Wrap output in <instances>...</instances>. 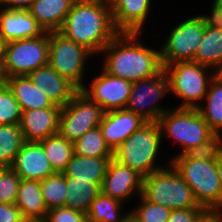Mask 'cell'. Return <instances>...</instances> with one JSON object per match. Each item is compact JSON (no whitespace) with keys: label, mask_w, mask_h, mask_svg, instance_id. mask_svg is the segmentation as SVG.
I'll return each instance as SVG.
<instances>
[{"label":"cell","mask_w":222,"mask_h":222,"mask_svg":"<svg viewBox=\"0 0 222 222\" xmlns=\"http://www.w3.org/2000/svg\"><path fill=\"white\" fill-rule=\"evenodd\" d=\"M59 32L93 54L101 53L120 33L108 0H76Z\"/></svg>","instance_id":"1"},{"label":"cell","mask_w":222,"mask_h":222,"mask_svg":"<svg viewBox=\"0 0 222 222\" xmlns=\"http://www.w3.org/2000/svg\"><path fill=\"white\" fill-rule=\"evenodd\" d=\"M139 33H119L101 51L107 52L104 71L132 83L153 77L164 67L160 51L135 40Z\"/></svg>","instance_id":"2"},{"label":"cell","mask_w":222,"mask_h":222,"mask_svg":"<svg viewBox=\"0 0 222 222\" xmlns=\"http://www.w3.org/2000/svg\"><path fill=\"white\" fill-rule=\"evenodd\" d=\"M170 164L192 189L199 206L207 211H222V188L216 167V149L177 155Z\"/></svg>","instance_id":"3"},{"label":"cell","mask_w":222,"mask_h":222,"mask_svg":"<svg viewBox=\"0 0 222 222\" xmlns=\"http://www.w3.org/2000/svg\"><path fill=\"white\" fill-rule=\"evenodd\" d=\"M158 123L162 133L166 132L168 137L182 146V152L178 155L208 152L222 143V139L210 129L198 109L167 110Z\"/></svg>","instance_id":"4"},{"label":"cell","mask_w":222,"mask_h":222,"mask_svg":"<svg viewBox=\"0 0 222 222\" xmlns=\"http://www.w3.org/2000/svg\"><path fill=\"white\" fill-rule=\"evenodd\" d=\"M162 131L158 122H146L131 134L114 152L119 163L136 170L143 177L163 168L155 167Z\"/></svg>","instance_id":"5"},{"label":"cell","mask_w":222,"mask_h":222,"mask_svg":"<svg viewBox=\"0 0 222 222\" xmlns=\"http://www.w3.org/2000/svg\"><path fill=\"white\" fill-rule=\"evenodd\" d=\"M161 169L143 177L142 196L149 202L159 204L170 210L204 208L195 200L192 189L178 172Z\"/></svg>","instance_id":"6"},{"label":"cell","mask_w":222,"mask_h":222,"mask_svg":"<svg viewBox=\"0 0 222 222\" xmlns=\"http://www.w3.org/2000/svg\"><path fill=\"white\" fill-rule=\"evenodd\" d=\"M163 67L169 78L170 91L184 101L178 108L197 109L200 107V104L196 103L205 99L208 84L217 71L212 72V75L207 79L206 70L210 67L198 62H176Z\"/></svg>","instance_id":"7"},{"label":"cell","mask_w":222,"mask_h":222,"mask_svg":"<svg viewBox=\"0 0 222 222\" xmlns=\"http://www.w3.org/2000/svg\"><path fill=\"white\" fill-rule=\"evenodd\" d=\"M49 32L34 38L6 43L4 59L0 66L3 79L10 76L28 75L48 65Z\"/></svg>","instance_id":"8"},{"label":"cell","mask_w":222,"mask_h":222,"mask_svg":"<svg viewBox=\"0 0 222 222\" xmlns=\"http://www.w3.org/2000/svg\"><path fill=\"white\" fill-rule=\"evenodd\" d=\"M88 55L92 52L59 31L49 32L48 64L78 90L84 87L82 77Z\"/></svg>","instance_id":"9"},{"label":"cell","mask_w":222,"mask_h":222,"mask_svg":"<svg viewBox=\"0 0 222 222\" xmlns=\"http://www.w3.org/2000/svg\"><path fill=\"white\" fill-rule=\"evenodd\" d=\"M103 115V109L79 90L61 108L58 133L74 143L87 131L98 127Z\"/></svg>","instance_id":"10"},{"label":"cell","mask_w":222,"mask_h":222,"mask_svg":"<svg viewBox=\"0 0 222 222\" xmlns=\"http://www.w3.org/2000/svg\"><path fill=\"white\" fill-rule=\"evenodd\" d=\"M205 33V25L200 16L180 23L171 30L167 42L160 50L162 65L176 62L194 61L198 45Z\"/></svg>","instance_id":"11"},{"label":"cell","mask_w":222,"mask_h":222,"mask_svg":"<svg viewBox=\"0 0 222 222\" xmlns=\"http://www.w3.org/2000/svg\"><path fill=\"white\" fill-rule=\"evenodd\" d=\"M170 91L169 78L164 68L153 77L134 82L128 103L127 111L140 115L147 122H158L159 118L167 111L156 104L160 98ZM151 103L153 105H151ZM151 105L144 108L145 105Z\"/></svg>","instance_id":"12"},{"label":"cell","mask_w":222,"mask_h":222,"mask_svg":"<svg viewBox=\"0 0 222 222\" xmlns=\"http://www.w3.org/2000/svg\"><path fill=\"white\" fill-rule=\"evenodd\" d=\"M132 82L112 76L104 70L90 84L80 90L91 101L100 106L104 112L125 109L130 93Z\"/></svg>","instance_id":"13"},{"label":"cell","mask_w":222,"mask_h":222,"mask_svg":"<svg viewBox=\"0 0 222 222\" xmlns=\"http://www.w3.org/2000/svg\"><path fill=\"white\" fill-rule=\"evenodd\" d=\"M143 176L112 158L101 184V193L120 202L142 194Z\"/></svg>","instance_id":"14"},{"label":"cell","mask_w":222,"mask_h":222,"mask_svg":"<svg viewBox=\"0 0 222 222\" xmlns=\"http://www.w3.org/2000/svg\"><path fill=\"white\" fill-rule=\"evenodd\" d=\"M147 121L126 109L104 112L99 124L105 143L114 152L131 134Z\"/></svg>","instance_id":"15"},{"label":"cell","mask_w":222,"mask_h":222,"mask_svg":"<svg viewBox=\"0 0 222 222\" xmlns=\"http://www.w3.org/2000/svg\"><path fill=\"white\" fill-rule=\"evenodd\" d=\"M10 168L25 180L42 181L55 173L39 142L25 141Z\"/></svg>","instance_id":"16"},{"label":"cell","mask_w":222,"mask_h":222,"mask_svg":"<svg viewBox=\"0 0 222 222\" xmlns=\"http://www.w3.org/2000/svg\"><path fill=\"white\" fill-rule=\"evenodd\" d=\"M61 107L38 108L22 111L19 126L24 141L39 142L59 131Z\"/></svg>","instance_id":"17"},{"label":"cell","mask_w":222,"mask_h":222,"mask_svg":"<svg viewBox=\"0 0 222 222\" xmlns=\"http://www.w3.org/2000/svg\"><path fill=\"white\" fill-rule=\"evenodd\" d=\"M27 76L37 88L44 90V94L54 105L61 108L79 91L49 64L32 71Z\"/></svg>","instance_id":"18"},{"label":"cell","mask_w":222,"mask_h":222,"mask_svg":"<svg viewBox=\"0 0 222 222\" xmlns=\"http://www.w3.org/2000/svg\"><path fill=\"white\" fill-rule=\"evenodd\" d=\"M115 28L120 33H140L151 0H108Z\"/></svg>","instance_id":"19"},{"label":"cell","mask_w":222,"mask_h":222,"mask_svg":"<svg viewBox=\"0 0 222 222\" xmlns=\"http://www.w3.org/2000/svg\"><path fill=\"white\" fill-rule=\"evenodd\" d=\"M45 33L28 10L0 11V34L6 42L34 38Z\"/></svg>","instance_id":"20"},{"label":"cell","mask_w":222,"mask_h":222,"mask_svg":"<svg viewBox=\"0 0 222 222\" xmlns=\"http://www.w3.org/2000/svg\"><path fill=\"white\" fill-rule=\"evenodd\" d=\"M76 0H35L28 11L45 32L59 31Z\"/></svg>","instance_id":"21"},{"label":"cell","mask_w":222,"mask_h":222,"mask_svg":"<svg viewBox=\"0 0 222 222\" xmlns=\"http://www.w3.org/2000/svg\"><path fill=\"white\" fill-rule=\"evenodd\" d=\"M4 82L13 93L22 111L59 107L54 105L44 94V90L37 88L27 75L6 77Z\"/></svg>","instance_id":"22"},{"label":"cell","mask_w":222,"mask_h":222,"mask_svg":"<svg viewBox=\"0 0 222 222\" xmlns=\"http://www.w3.org/2000/svg\"><path fill=\"white\" fill-rule=\"evenodd\" d=\"M15 205L27 222H43L48 209L41 194L40 181L21 179Z\"/></svg>","instance_id":"23"},{"label":"cell","mask_w":222,"mask_h":222,"mask_svg":"<svg viewBox=\"0 0 222 222\" xmlns=\"http://www.w3.org/2000/svg\"><path fill=\"white\" fill-rule=\"evenodd\" d=\"M112 158L113 157H86L74 153L62 173L65 177L78 178L102 184L108 163Z\"/></svg>","instance_id":"24"},{"label":"cell","mask_w":222,"mask_h":222,"mask_svg":"<svg viewBox=\"0 0 222 222\" xmlns=\"http://www.w3.org/2000/svg\"><path fill=\"white\" fill-rule=\"evenodd\" d=\"M65 206L87 214L92 201L101 193V184L66 177Z\"/></svg>","instance_id":"25"},{"label":"cell","mask_w":222,"mask_h":222,"mask_svg":"<svg viewBox=\"0 0 222 222\" xmlns=\"http://www.w3.org/2000/svg\"><path fill=\"white\" fill-rule=\"evenodd\" d=\"M195 62L217 72L222 68V30L205 26V33L195 56Z\"/></svg>","instance_id":"26"},{"label":"cell","mask_w":222,"mask_h":222,"mask_svg":"<svg viewBox=\"0 0 222 222\" xmlns=\"http://www.w3.org/2000/svg\"><path fill=\"white\" fill-rule=\"evenodd\" d=\"M206 108L198 107V111L209 125L210 129L222 138L220 129H222V77L216 74L209 84Z\"/></svg>","instance_id":"27"},{"label":"cell","mask_w":222,"mask_h":222,"mask_svg":"<svg viewBox=\"0 0 222 222\" xmlns=\"http://www.w3.org/2000/svg\"><path fill=\"white\" fill-rule=\"evenodd\" d=\"M54 172L62 173L74 154V144L59 133L39 141Z\"/></svg>","instance_id":"28"},{"label":"cell","mask_w":222,"mask_h":222,"mask_svg":"<svg viewBox=\"0 0 222 222\" xmlns=\"http://www.w3.org/2000/svg\"><path fill=\"white\" fill-rule=\"evenodd\" d=\"M123 203L100 193L91 203L86 214L89 222H125L130 213L120 216Z\"/></svg>","instance_id":"29"},{"label":"cell","mask_w":222,"mask_h":222,"mask_svg":"<svg viewBox=\"0 0 222 222\" xmlns=\"http://www.w3.org/2000/svg\"><path fill=\"white\" fill-rule=\"evenodd\" d=\"M24 142L19 125L0 124V168L11 167Z\"/></svg>","instance_id":"30"},{"label":"cell","mask_w":222,"mask_h":222,"mask_svg":"<svg viewBox=\"0 0 222 222\" xmlns=\"http://www.w3.org/2000/svg\"><path fill=\"white\" fill-rule=\"evenodd\" d=\"M73 144L75 154L86 157H113V152L105 143L99 126L87 131Z\"/></svg>","instance_id":"31"},{"label":"cell","mask_w":222,"mask_h":222,"mask_svg":"<svg viewBox=\"0 0 222 222\" xmlns=\"http://www.w3.org/2000/svg\"><path fill=\"white\" fill-rule=\"evenodd\" d=\"M66 186V177L63 173L55 172L40 181L41 194L48 210L65 206Z\"/></svg>","instance_id":"32"},{"label":"cell","mask_w":222,"mask_h":222,"mask_svg":"<svg viewBox=\"0 0 222 222\" xmlns=\"http://www.w3.org/2000/svg\"><path fill=\"white\" fill-rule=\"evenodd\" d=\"M21 107L5 82L0 84V124L19 125Z\"/></svg>","instance_id":"33"},{"label":"cell","mask_w":222,"mask_h":222,"mask_svg":"<svg viewBox=\"0 0 222 222\" xmlns=\"http://www.w3.org/2000/svg\"><path fill=\"white\" fill-rule=\"evenodd\" d=\"M141 205L136 210H132L130 217L135 222H167L171 211L169 208L147 201L142 195Z\"/></svg>","instance_id":"34"},{"label":"cell","mask_w":222,"mask_h":222,"mask_svg":"<svg viewBox=\"0 0 222 222\" xmlns=\"http://www.w3.org/2000/svg\"><path fill=\"white\" fill-rule=\"evenodd\" d=\"M20 182L21 178L10 167L0 168V203L15 204Z\"/></svg>","instance_id":"35"},{"label":"cell","mask_w":222,"mask_h":222,"mask_svg":"<svg viewBox=\"0 0 222 222\" xmlns=\"http://www.w3.org/2000/svg\"><path fill=\"white\" fill-rule=\"evenodd\" d=\"M86 220L84 212L63 206L48 210L43 222H86Z\"/></svg>","instance_id":"36"},{"label":"cell","mask_w":222,"mask_h":222,"mask_svg":"<svg viewBox=\"0 0 222 222\" xmlns=\"http://www.w3.org/2000/svg\"><path fill=\"white\" fill-rule=\"evenodd\" d=\"M206 212L205 208L172 210L167 222H198Z\"/></svg>","instance_id":"37"},{"label":"cell","mask_w":222,"mask_h":222,"mask_svg":"<svg viewBox=\"0 0 222 222\" xmlns=\"http://www.w3.org/2000/svg\"><path fill=\"white\" fill-rule=\"evenodd\" d=\"M0 222H27L15 204L0 203Z\"/></svg>","instance_id":"38"},{"label":"cell","mask_w":222,"mask_h":222,"mask_svg":"<svg viewBox=\"0 0 222 222\" xmlns=\"http://www.w3.org/2000/svg\"><path fill=\"white\" fill-rule=\"evenodd\" d=\"M204 25L210 28H218L222 30V10L213 4L211 15H199Z\"/></svg>","instance_id":"39"},{"label":"cell","mask_w":222,"mask_h":222,"mask_svg":"<svg viewBox=\"0 0 222 222\" xmlns=\"http://www.w3.org/2000/svg\"><path fill=\"white\" fill-rule=\"evenodd\" d=\"M34 1L35 0H0V4L1 6L5 4V9L9 10H28Z\"/></svg>","instance_id":"40"},{"label":"cell","mask_w":222,"mask_h":222,"mask_svg":"<svg viewBox=\"0 0 222 222\" xmlns=\"http://www.w3.org/2000/svg\"><path fill=\"white\" fill-rule=\"evenodd\" d=\"M198 222H222V211H207Z\"/></svg>","instance_id":"41"},{"label":"cell","mask_w":222,"mask_h":222,"mask_svg":"<svg viewBox=\"0 0 222 222\" xmlns=\"http://www.w3.org/2000/svg\"><path fill=\"white\" fill-rule=\"evenodd\" d=\"M216 167L222 188V144L221 143L216 147Z\"/></svg>","instance_id":"42"},{"label":"cell","mask_w":222,"mask_h":222,"mask_svg":"<svg viewBox=\"0 0 222 222\" xmlns=\"http://www.w3.org/2000/svg\"><path fill=\"white\" fill-rule=\"evenodd\" d=\"M6 43L7 42L4 40L3 36L0 34V66L2 65V62L4 59Z\"/></svg>","instance_id":"43"},{"label":"cell","mask_w":222,"mask_h":222,"mask_svg":"<svg viewBox=\"0 0 222 222\" xmlns=\"http://www.w3.org/2000/svg\"><path fill=\"white\" fill-rule=\"evenodd\" d=\"M213 4L222 10V0H214Z\"/></svg>","instance_id":"44"},{"label":"cell","mask_w":222,"mask_h":222,"mask_svg":"<svg viewBox=\"0 0 222 222\" xmlns=\"http://www.w3.org/2000/svg\"><path fill=\"white\" fill-rule=\"evenodd\" d=\"M3 82H4V79H3L1 71H0V84H2Z\"/></svg>","instance_id":"45"},{"label":"cell","mask_w":222,"mask_h":222,"mask_svg":"<svg viewBox=\"0 0 222 222\" xmlns=\"http://www.w3.org/2000/svg\"><path fill=\"white\" fill-rule=\"evenodd\" d=\"M125 222H135L131 217H129Z\"/></svg>","instance_id":"46"},{"label":"cell","mask_w":222,"mask_h":222,"mask_svg":"<svg viewBox=\"0 0 222 222\" xmlns=\"http://www.w3.org/2000/svg\"><path fill=\"white\" fill-rule=\"evenodd\" d=\"M217 74L222 77V68L217 72Z\"/></svg>","instance_id":"47"}]
</instances>
